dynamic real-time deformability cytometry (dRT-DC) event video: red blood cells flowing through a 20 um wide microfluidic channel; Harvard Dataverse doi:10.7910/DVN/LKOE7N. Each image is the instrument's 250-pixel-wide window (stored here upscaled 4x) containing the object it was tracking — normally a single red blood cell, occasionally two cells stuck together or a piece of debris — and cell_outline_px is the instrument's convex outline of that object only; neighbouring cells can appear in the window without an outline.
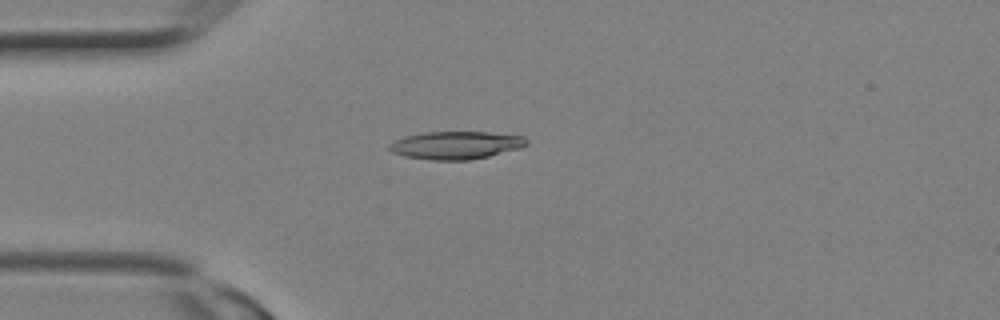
{"species": "Egyptian fruit bat (a non-hibernating species)", "species_latin": "Rousettus aegyptiacus", "temperature_condition": "room temperature", "stored_images_in_passage": 2, "camera_frame_rate_fps": 3000, "um_per_image_px": 0.085, "animal": {"sex": "female"}, "frame": {"image": 1, "passage_image": 2, "time_ms": 0.333, "image_size_px": [1000, 320], "cell_outline_px": [[528, 144], [520, 148], [488, 156], [468, 160], [432, 160], [404, 156], [392, 152], [388, 148], [388, 144], [392, 140], [404, 136], [424, 132], [488, 132], [524, 136], [528, 140]], "centroid_in_image_um": [38.72, 12.33], "position_along_channel_um": 46.3, "area_um2": 22.37}}